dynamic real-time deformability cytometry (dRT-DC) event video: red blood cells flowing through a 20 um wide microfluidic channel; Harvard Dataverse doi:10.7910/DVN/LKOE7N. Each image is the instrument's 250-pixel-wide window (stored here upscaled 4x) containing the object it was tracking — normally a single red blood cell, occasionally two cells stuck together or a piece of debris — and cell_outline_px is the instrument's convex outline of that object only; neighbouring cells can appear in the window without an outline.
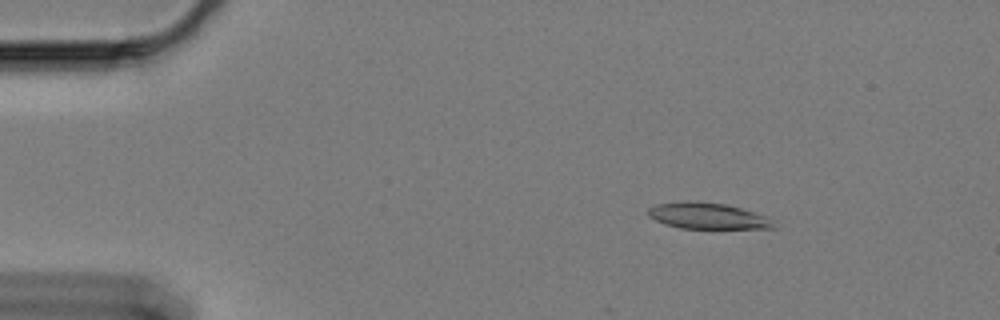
{"species": "Egyptian fruit bat (a non-hibernating species)", "species_latin": "Rousettus aegyptiacus", "temperature_condition": "cold", "stored_images_in_passage": 58, "camera_frame_rate_fps": 3000, "um_per_image_px": 0.085, "animal": {"sex": "female"}, "frame": {"image": 1, "passage_image": 9, "time_ms": 2.667, "image_size_px": [1000, 320], "cell_outline_px": [[776, 228], [680, 228], [664, 224], [648, 216], [648, 208], [656, 204], [684, 200], [692, 200], [724, 204], [740, 208], [764, 216]], "centroid_in_image_um": [60.02, 18.33], "position_along_channel_um": 25.0, "area_um2": 18.84}}
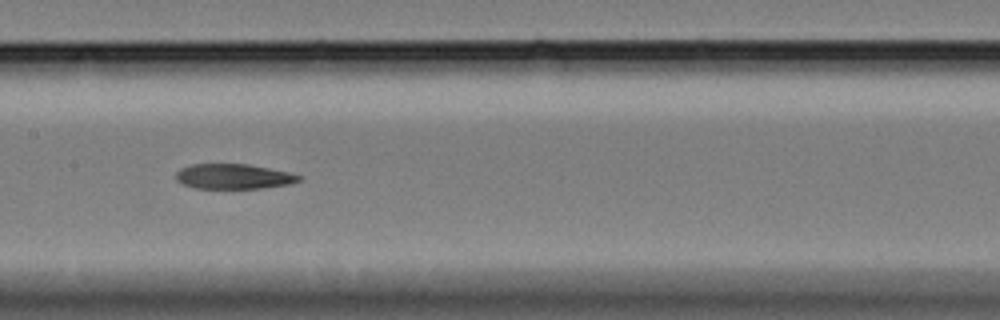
{"frame": {"image": 2, "passage_image": 30, "time_ms": 9.667, "image_size_px": [1000, 320], "cell_outline_px": [[304, 176], [300, 180], [292, 184], [264, 188], [196, 188], [184, 184], [176, 180], [176, 172], [180, 168], [192, 164], [248, 164], [288, 172]], "centroid_in_image_um": [19.88, 15.0], "position_along_channel_um": 187.5, "area_um2": 17.98}}
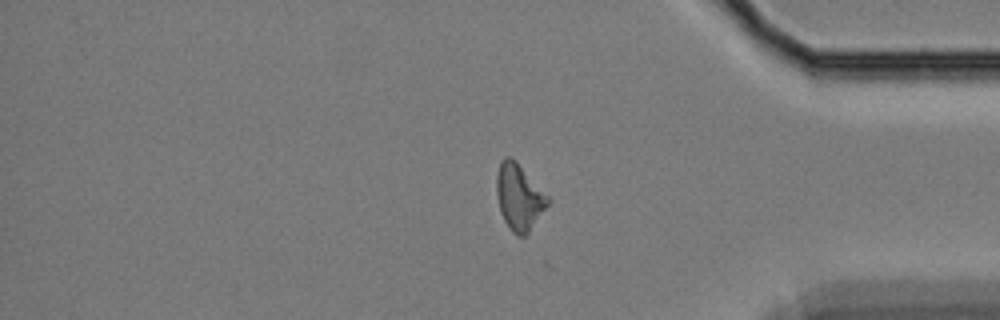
{"frame": {"image": 3, "passage_image": 50, "time_ms": 16.333, "image_size_px": [1000, 320], "cell_outline_px": [[552, 200], [528, 232], [524, 236], [516, 236], [512, 232], [504, 220], [500, 212], [496, 192], [496, 176], [500, 164], [504, 156], [508, 156], [516, 160]], "centroid_in_image_um": [44.12, 16.74], "position_along_channel_um": 391.1, "area_um2": 19.77}}